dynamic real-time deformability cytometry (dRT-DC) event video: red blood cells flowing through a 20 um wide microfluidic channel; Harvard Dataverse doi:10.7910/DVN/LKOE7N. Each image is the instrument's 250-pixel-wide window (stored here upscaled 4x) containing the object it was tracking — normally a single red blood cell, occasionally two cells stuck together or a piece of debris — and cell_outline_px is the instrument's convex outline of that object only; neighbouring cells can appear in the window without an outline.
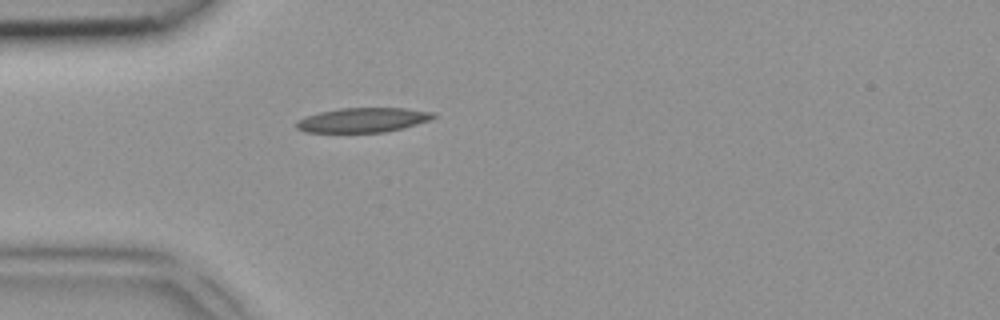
{"species": "common noctule bat (a hibernating species)", "species_latin": "Nyctalus noctula", "temperature_condition": "room temperature", "stored_images_in_passage": 4, "camera_frame_rate_fps": 3000, "um_per_image_px": 0.085, "animal": {"sex": "female", "body_mass_g": 18.4}, "frame": {"image": 1, "passage_image": 4, "time_ms": 1.0, "image_size_px": [1000, 320], "cell_outline_px": [[436, 116], [432, 120], [404, 128], [384, 132], [304, 132], [296, 128], [296, 120], [320, 112], [340, 108], [404, 108], [436, 112]], "centroid_in_image_um": [30.9, 10.2], "position_along_channel_um": 54.1, "area_um2": 19.71}}